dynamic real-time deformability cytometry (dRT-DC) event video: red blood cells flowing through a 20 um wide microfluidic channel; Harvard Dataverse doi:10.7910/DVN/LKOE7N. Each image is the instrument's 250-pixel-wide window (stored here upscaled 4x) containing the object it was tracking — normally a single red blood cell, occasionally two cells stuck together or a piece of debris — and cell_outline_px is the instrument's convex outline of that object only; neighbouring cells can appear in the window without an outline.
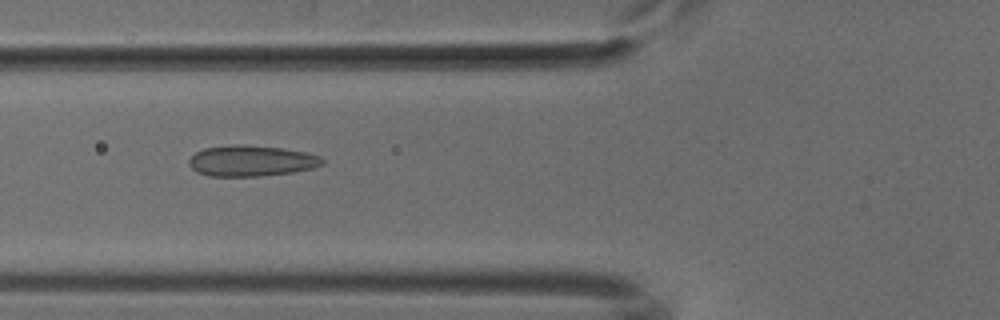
{"species": "common noctule bat (a hibernating species)", "species_latin": "Nyctalus noctula", "temperature_condition": "cold", "stored_images_in_passage": 46, "camera_frame_rate_fps": 3000, "um_per_image_px": 0.085, "animal": {"sex": "male", "body_mass_g": 18.8}, "frame": {"image": 1, "passage_image": 14, "time_ms": 4.333, "image_size_px": [1000, 320], "cell_outline_px": [[324, 164], [312, 168], [292, 172], [260, 176], [208, 176], [196, 172], [188, 164], [188, 160], [196, 152], [204, 148], [280, 148], [304, 152], [320, 156], [324, 160]], "centroid_in_image_um": [21.38, 13.74], "position_along_channel_um": 104.4, "area_um2": 22.77}}
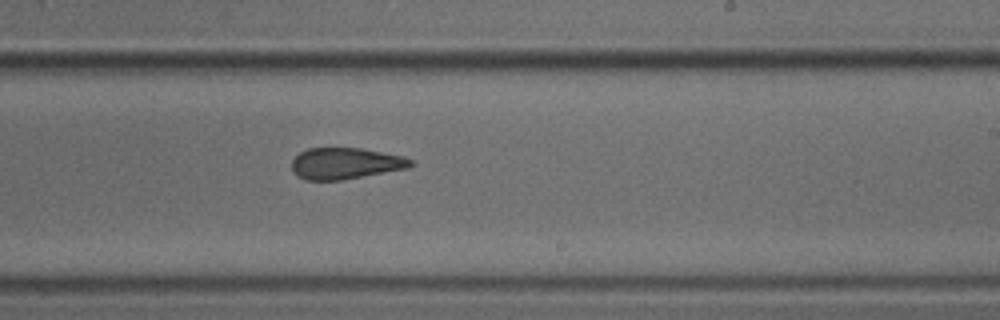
{"frame": {"image": 2, "passage_image": 26, "time_ms": 8.333, "image_size_px": [1000, 320], "cell_outline_px": [[412, 164], [408, 168], [340, 180], [308, 180], [300, 176], [292, 168], [292, 160], [300, 152], [308, 148], [360, 148], [400, 156], [412, 160]], "centroid_in_image_um": [29.34, 13.88], "position_along_channel_um": 259.7, "area_um2": 21.21}}
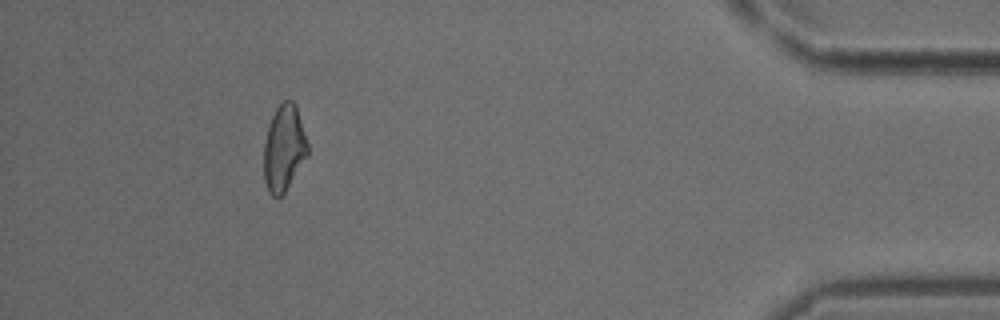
{"frame": {"image": 3, "passage_image": 42, "time_ms": 13.667, "image_size_px": [1000, 320], "cell_outline_px": [[308, 156], [284, 192], [280, 196], [272, 196], [268, 192], [264, 180], [264, 144], [268, 128], [272, 116], [276, 108], [284, 100], [292, 100], [296, 104], [308, 144]], "centroid_in_image_um": [24.14, 12.59], "position_along_channel_um": 411.1, "area_um2": 21.91}}